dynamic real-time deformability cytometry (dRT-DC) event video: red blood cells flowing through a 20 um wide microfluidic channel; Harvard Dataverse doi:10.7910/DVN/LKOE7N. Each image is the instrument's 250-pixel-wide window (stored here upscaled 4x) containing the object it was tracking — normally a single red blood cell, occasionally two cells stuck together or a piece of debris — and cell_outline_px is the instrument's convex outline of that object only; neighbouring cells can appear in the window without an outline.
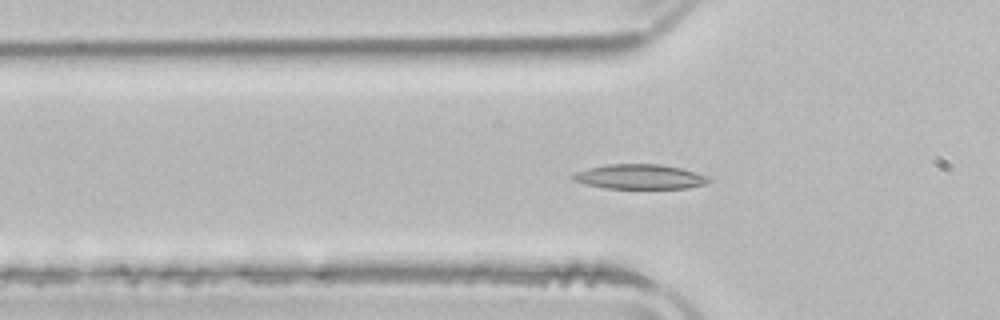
{"species": "common noctule bat (a hibernating species)", "species_latin": "Nyctalus noctula", "temperature_condition": "room temperature", "stored_images_in_passage": 42, "camera_frame_rate_fps": 3000, "um_per_image_px": 0.085, "animal": {"sex": "male", "body_mass_g": 21.5, "forearm_length_mm": 52.0}, "frame": {"image": 1, "passage_image": 6, "time_ms": 1.667, "image_size_px": [1000, 320], "cell_outline_px": [[712, 180], [708, 184], [688, 188], [604, 188], [584, 184], [572, 180], [572, 176], [576, 172], [588, 168], [608, 164], [660, 164], [680, 168], [696, 172], [708, 176]], "centroid_in_image_um": [54.41, 15.02], "position_along_channel_um": 71.4, "area_um2": 19.65}}
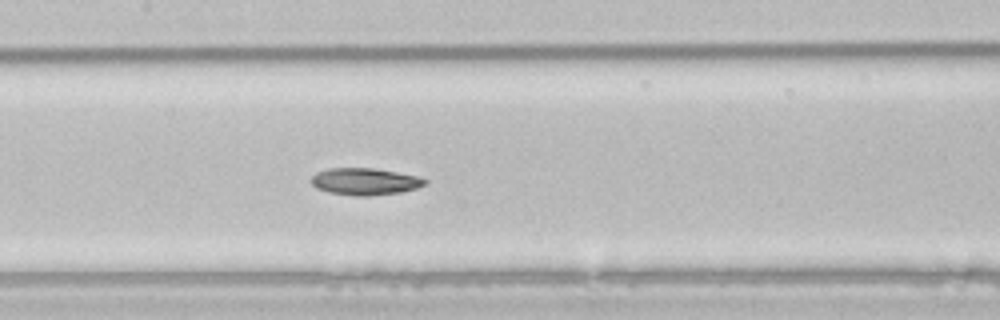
{"frame": {"image": 2, "passage_image": 14, "time_ms": 4.333, "image_size_px": [1000, 320], "cell_outline_px": [[428, 184], [416, 188], [400, 192], [368, 196], [356, 196], [328, 192], [316, 188], [308, 180], [316, 172], [328, 168], [372, 168], [420, 176], [428, 180]], "centroid_in_image_um": [31.01, 15.42], "position_along_channel_um": 176.4, "area_um2": 18.03}}
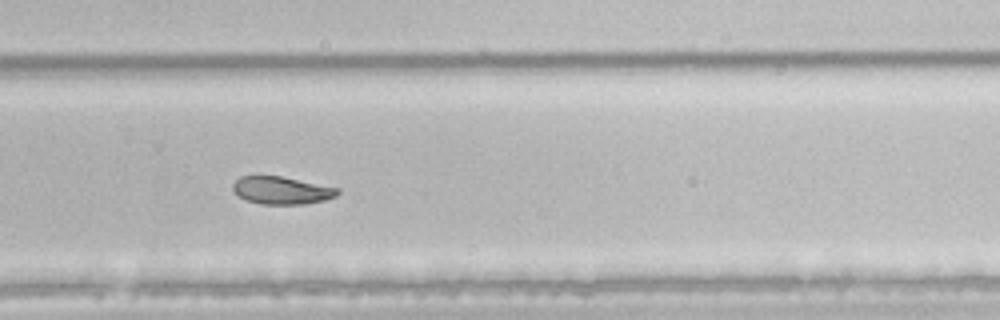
{"frame": {"image": 3, "passage_image": 24, "time_ms": 7.667, "image_size_px": [1000, 320], "cell_outline_px": [[340, 192], [336, 196], [324, 200], [304, 204], [260, 204], [244, 200], [232, 188], [232, 184], [240, 176], [280, 176], [340, 188]], "centroid_in_image_um": [23.94, 16.18], "position_along_channel_um": 305.9, "area_um2": 16.82}, "authors_computed_cell_mechanics": {"area_um2": 18.8717, "velocity_mm_per_s": 3.9159, "shape_relaxation_time_tau1_ms": 4.3198, "shape_relaxation_time_tau2_ms": null, "deformation_change_tau1": 0.113, "deformation_change_tau2": null}}